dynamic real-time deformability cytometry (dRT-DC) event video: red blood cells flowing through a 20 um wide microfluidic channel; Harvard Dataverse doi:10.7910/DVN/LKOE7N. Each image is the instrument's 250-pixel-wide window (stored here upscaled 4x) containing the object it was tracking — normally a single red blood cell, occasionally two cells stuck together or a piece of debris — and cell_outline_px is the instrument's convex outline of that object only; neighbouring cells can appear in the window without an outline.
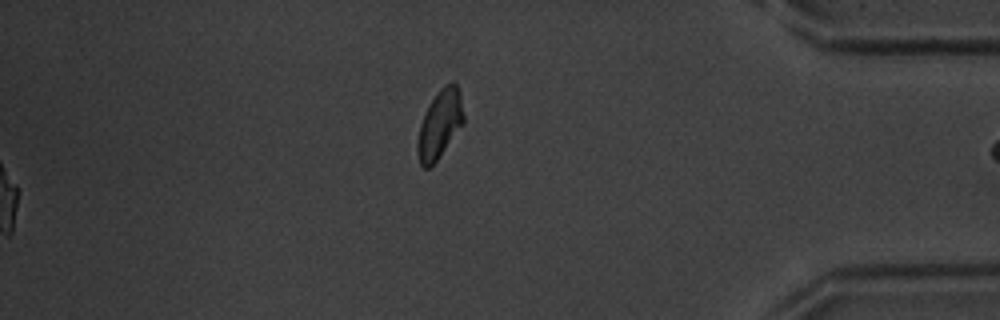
{"species": "common noctule bat (a hibernating species)", "species_latin": "Nyctalus noctula", "temperature_condition": "warm", "stored_images_in_passage": 56, "segment_of_instrument_passage": [2, 2], "camera_frame_rate_fps": 3000, "um_per_image_px": 0.085, "animal": {"sex": "male", "body_mass_g": 20.1, "forearm_length_mm": 53.5}, "frame": {"image": 1, "passage_image": 56, "time_ms": 18.333, "image_size_px": [1000, 320], "cell_outline_px": [[464, 124], [436, 160], [428, 168], [424, 168], [420, 164], [416, 152], [416, 140], [420, 124], [436, 92], [444, 84], [452, 80], [456, 80], [460, 96], [464, 116]], "centroid_in_image_um": [37.38, 10.53], "position_along_channel_um": 397.8, "area_um2": 18.38}}